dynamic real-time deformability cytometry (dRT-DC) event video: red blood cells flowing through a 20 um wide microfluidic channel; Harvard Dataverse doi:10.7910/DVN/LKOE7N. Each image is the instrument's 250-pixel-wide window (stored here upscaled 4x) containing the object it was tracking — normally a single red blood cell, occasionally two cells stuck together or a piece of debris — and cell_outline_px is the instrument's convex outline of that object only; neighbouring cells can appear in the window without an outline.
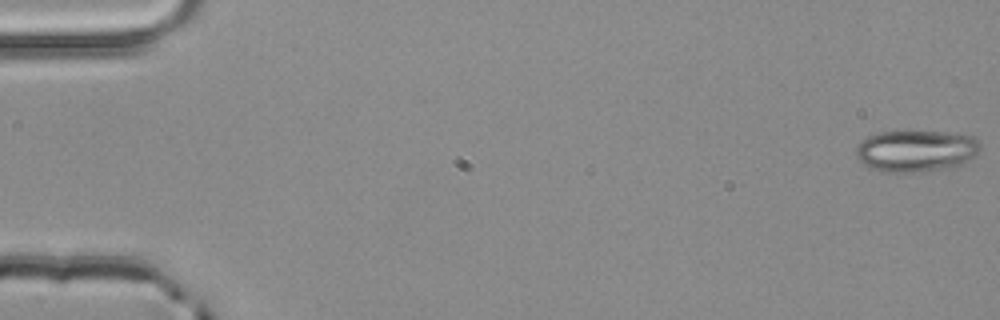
{"species": "common noctule bat (a hibernating species)", "species_latin": "Nyctalus noctula", "temperature_condition": "room temperature", "stored_images_in_passage": 4, "camera_frame_rate_fps": 3000, "um_per_image_px": 0.085, "animal": {"sex": "male", "body_mass_g": 20.4}, "frame": {"image": 1, "passage_image": 1, "time_ms": 0.0, "image_size_px": [1000, 320], "cell_outline_px": [[980, 148], [976, 156], [964, 164], [948, 168], [920, 172], [888, 172], [872, 168], [864, 164], [856, 156], [856, 148], [868, 136], [880, 132], [944, 132], [972, 136], [980, 144]], "centroid_in_image_um": [77.9, 12.84], "position_along_channel_um": 7.1, "area_um2": 29.94}}